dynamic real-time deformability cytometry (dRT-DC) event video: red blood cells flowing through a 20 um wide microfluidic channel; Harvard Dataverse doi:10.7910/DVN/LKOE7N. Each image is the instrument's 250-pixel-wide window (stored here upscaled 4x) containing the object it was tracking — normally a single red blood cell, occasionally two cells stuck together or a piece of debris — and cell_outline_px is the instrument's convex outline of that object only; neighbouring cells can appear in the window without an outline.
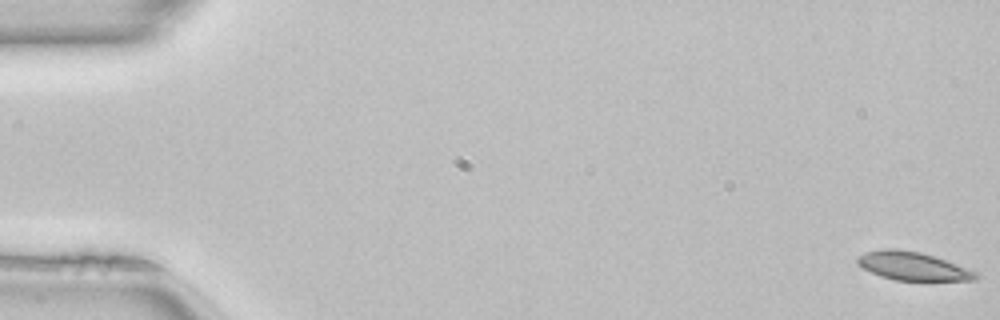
{"species": "common noctule bat (a hibernating species)", "species_latin": "Nyctalus noctula", "temperature_condition": "room temperature", "stored_images_in_passage": 51, "camera_frame_rate_fps": 3000, "um_per_image_px": 0.085, "animal": {"sex": "female", "body_mass_g": 22.7, "forearm_length_mm": 54.2}, "frame": {"image": 1, "passage_image": 1, "time_ms": 0.0, "image_size_px": [1000, 320], "cell_outline_px": [[980, 276], [972, 280], [896, 280], [880, 276], [856, 264], [856, 256], [864, 252], [880, 248], [896, 248], [920, 252], [980, 272]], "centroid_in_image_um": [77.54, 22.6], "position_along_channel_um": 7.5, "area_um2": 19.59}}
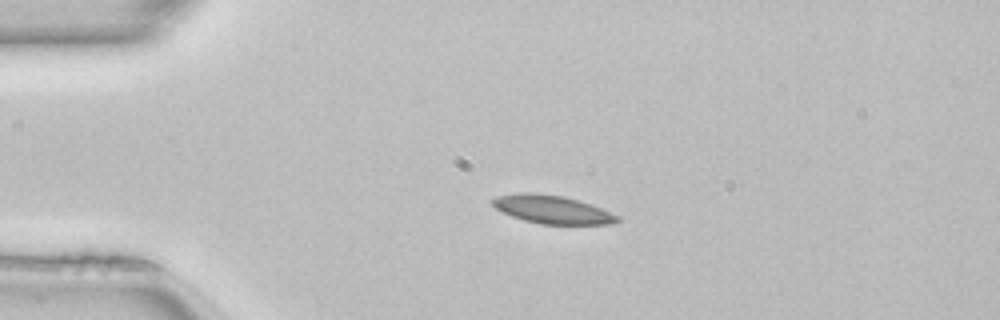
{"frame": {"image": 2, "passage_image": 12, "time_ms": 3.667, "image_size_px": [1000, 320], "cell_outline_px": [[620, 220], [612, 224], [540, 224], [524, 220], [512, 216], [496, 208], [488, 200], [496, 196], [516, 192], [532, 192], [564, 196], [600, 208], [620, 216]], "centroid_in_image_um": [46.89, 17.79], "position_along_channel_um": 38.1, "area_um2": 20.52}}
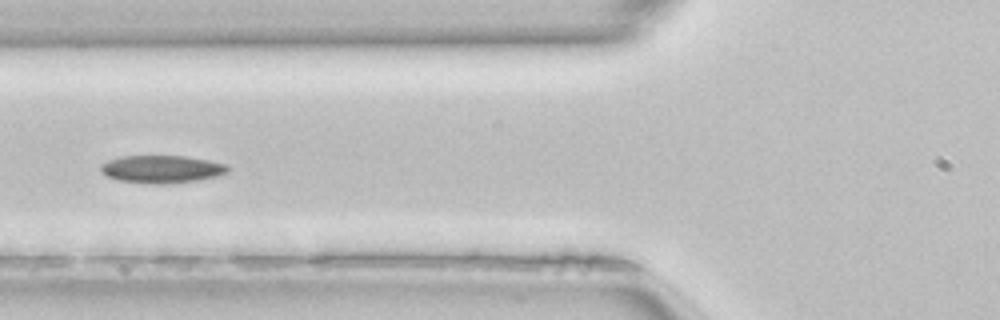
{"frame": {"image": 3, "passage_image": 20, "time_ms": 6.333, "image_size_px": [1000, 320], "cell_outline_px": [[228, 172], [220, 176], [196, 180], [160, 184], [156, 184], [116, 180], [108, 176], [100, 168], [100, 164], [108, 160], [120, 156], [184, 156], [208, 160], [224, 164], [228, 168]], "centroid_in_image_um": [13.73, 14.37], "position_along_channel_um": 112.1, "area_um2": 20.29}}